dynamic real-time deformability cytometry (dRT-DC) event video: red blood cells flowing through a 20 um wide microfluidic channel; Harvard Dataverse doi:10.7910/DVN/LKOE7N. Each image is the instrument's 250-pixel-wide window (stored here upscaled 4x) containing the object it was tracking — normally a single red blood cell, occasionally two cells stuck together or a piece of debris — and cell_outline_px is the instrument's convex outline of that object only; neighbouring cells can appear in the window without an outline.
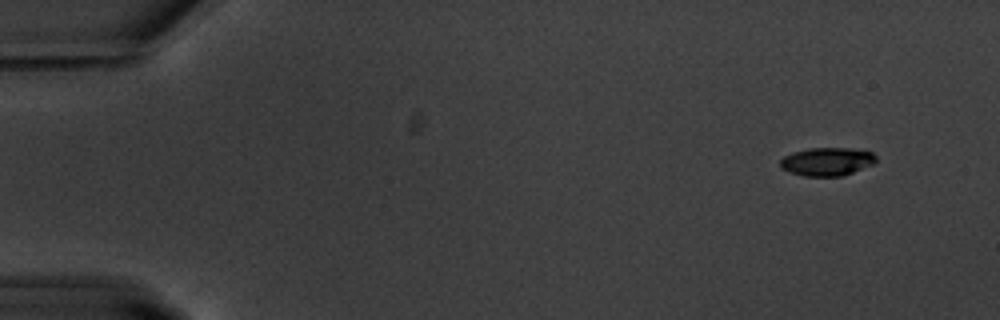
{"species": "common noctule bat (a hibernating species)", "species_latin": "Nyctalus noctula", "temperature_condition": "warm", "stored_images_in_passage": 7, "camera_frame_rate_fps": 3000, "um_per_image_px": 0.085, "animal": {"sex": "male", "body_mass_g": 20.1, "forearm_length_mm": 53.5}, "frame": {"image": 1, "passage_image": 1, "time_ms": 0.0, "image_size_px": [1000, 320], "cell_outline_px": [[876, 164], [840, 176], [804, 176], [792, 172], [784, 168], [780, 164], [780, 160], [784, 156], [792, 152], [808, 148], [848, 148], [872, 152], [876, 156]], "centroid_in_image_um": [70.33, 13.72], "position_along_channel_um": 14.7, "area_um2": 15.66}}
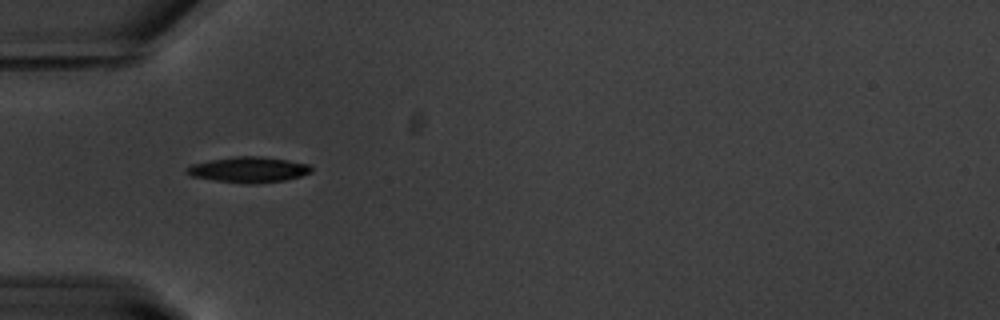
{"frame": {"image": 2, "passage_image": 5, "time_ms": 4.667, "image_size_px": [1000, 320], "cell_outline_px": [[312, 172], [300, 176], [284, 180], [252, 184], [244, 184], [216, 180], [192, 176], [184, 172], [184, 168], [192, 164], [212, 160], [236, 156], [256, 156], [288, 160], [308, 164], [312, 168]], "centroid_in_image_um": [21.11, 14.42], "position_along_channel_um": 63.9, "area_um2": 18.44}}